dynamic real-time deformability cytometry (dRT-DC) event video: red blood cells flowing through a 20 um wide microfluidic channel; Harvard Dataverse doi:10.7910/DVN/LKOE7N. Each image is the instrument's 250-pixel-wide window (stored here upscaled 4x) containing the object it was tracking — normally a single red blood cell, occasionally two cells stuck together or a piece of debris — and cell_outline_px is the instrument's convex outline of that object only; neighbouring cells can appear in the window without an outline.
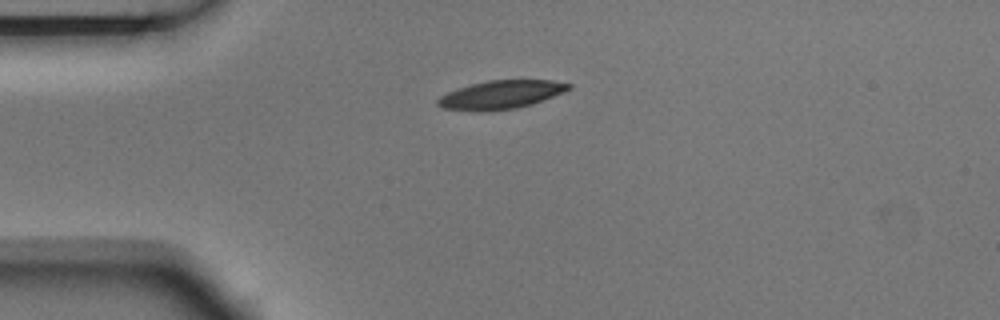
{"species": "Egyptian fruit bat (a non-hibernating species)", "species_latin": "Rousettus aegyptiacus", "temperature_condition": "room temperature", "stored_images_in_passage": 8, "camera_frame_rate_fps": 3000, "um_per_image_px": 0.085, "animal": {"sex": "male"}, "frame": {"image": 1, "passage_image": 1, "time_ms": 0.0, "image_size_px": [1000, 320], "cell_outline_px": [[572, 88], [564, 92], [532, 104], [516, 108], [488, 112], [476, 112], [444, 108], [436, 104], [436, 100], [440, 96], [448, 92], [472, 84], [488, 80], [552, 80], [572, 84]], "centroid_in_image_um": [42.58, 8.06], "position_along_channel_um": 42.4, "area_um2": 21.79}}
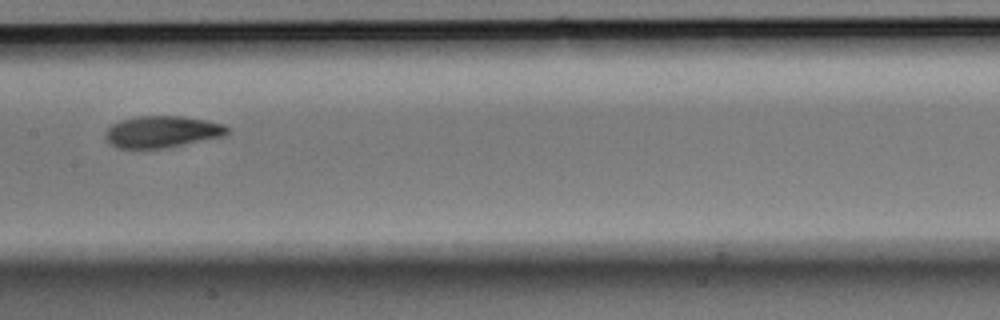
{"frame": {"image": 2, "passage_image": 5, "time_ms": 1.333, "image_size_px": [1000, 320], "cell_outline_px": [[228, 132], [224, 136], [164, 148], [116, 148], [104, 136], [108, 128], [112, 124], [120, 120], [140, 116], [180, 116], [204, 120], [224, 124], [228, 128]], "centroid_in_image_um": [13.76, 11.2], "position_along_channel_um": 193.6, "area_um2": 22.25}}
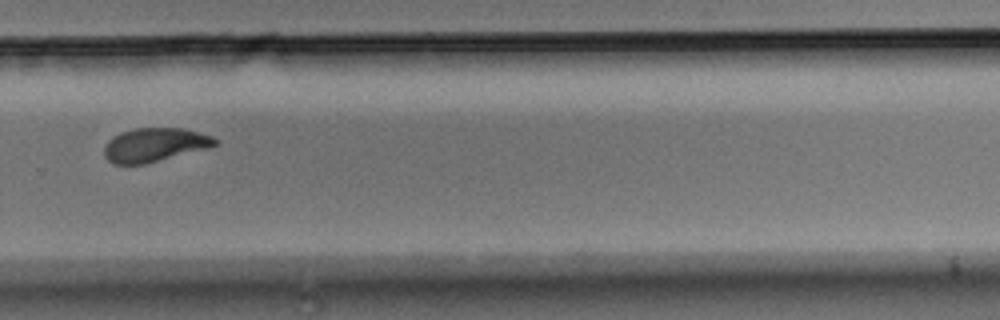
{"frame": {"image": 3, "passage_image": 8, "time_ms": 2.333, "image_size_px": [1000, 320], "cell_outline_px": [[220, 140], [212, 148], [144, 164], [112, 164], [104, 156], [104, 148], [108, 140], [112, 136], [120, 132], [136, 128], [184, 128], [212, 136]], "centroid_in_image_um": [13.17, 12.31], "position_along_channel_um": 316.6, "area_um2": 22.14}}